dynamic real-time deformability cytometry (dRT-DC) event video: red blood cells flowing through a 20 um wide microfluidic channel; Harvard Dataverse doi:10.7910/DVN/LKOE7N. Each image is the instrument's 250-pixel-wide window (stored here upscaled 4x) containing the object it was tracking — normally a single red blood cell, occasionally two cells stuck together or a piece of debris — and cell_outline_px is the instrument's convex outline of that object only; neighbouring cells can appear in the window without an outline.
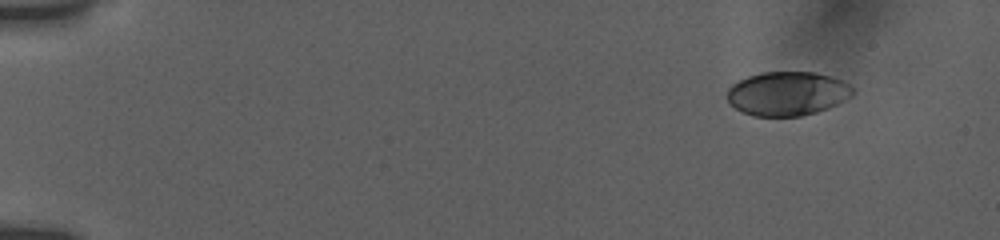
{"species": "human", "species_latin": "Homo sapiens", "temperature_condition": "room temperature", "stored_images_in_passage": 15, "camera_frame_rate_fps": 3000, "um_per_image_px": 0.085, "donor": {"sex": "female"}, "frame": {"image": 1, "passage_image": 1, "time_ms": 0.0, "image_size_px": [1000, 240], "cell_outline_px": [[852, 92], [848, 96], [836, 104], [828, 108], [816, 112], [800, 116], [752, 116], [736, 108], [728, 100], [728, 88], [732, 84], [748, 76], [760, 72], [816, 72], [840, 80], [848, 84], [852, 88]], "centroid_in_image_um": [66.88, 7.95], "position_along_channel_um": 18.1, "area_um2": 31.73}}
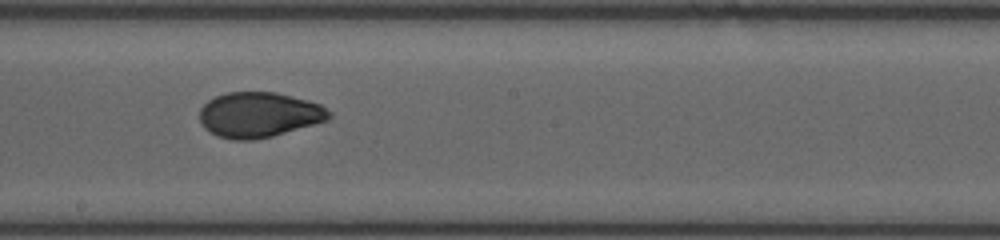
{"frame": {"image": 2, "passage_image": 9, "time_ms": 9.0, "image_size_px": [1000, 240], "cell_outline_px": [[332, 116], [328, 120], [272, 136], [256, 140], [232, 140], [216, 136], [204, 128], [200, 124], [200, 108], [208, 100], [216, 96], [228, 92], [276, 92], [308, 100], [320, 104], [332, 112]], "centroid_in_image_um": [22.0, 9.76], "position_along_channel_um": 226.2, "area_um2": 34.33}}
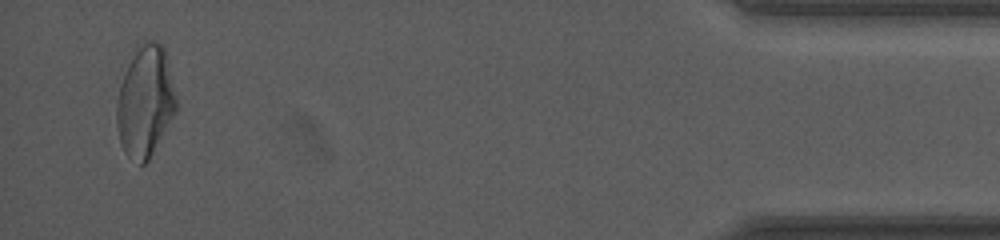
{"frame": {"image": 3, "passage_image": 15, "time_ms": 16.0, "image_size_px": [1000, 240], "cell_outline_px": [[176, 112], [148, 160], [144, 164], [140, 164], [128, 156], [124, 152], [120, 144], [116, 124], [116, 100], [120, 84], [136, 44], [144, 40], [152, 40], [160, 44], [164, 48], [176, 100]], "centroid_in_image_um": [12.31, 8.61], "position_along_channel_um": 422.9, "area_um2": 38.44}, "authors_computed_cell_mechanics": {"area_um2": 34.3332, "velocity_mm_per_s": 3.7914, "shape_relaxation_time_tau1_ms": 4.1824, "shape_relaxation_time_tau2_ms": 0.8441, "deformation_change_tau1": 0.1435, "deformation_change_tau2": 0.0384}}